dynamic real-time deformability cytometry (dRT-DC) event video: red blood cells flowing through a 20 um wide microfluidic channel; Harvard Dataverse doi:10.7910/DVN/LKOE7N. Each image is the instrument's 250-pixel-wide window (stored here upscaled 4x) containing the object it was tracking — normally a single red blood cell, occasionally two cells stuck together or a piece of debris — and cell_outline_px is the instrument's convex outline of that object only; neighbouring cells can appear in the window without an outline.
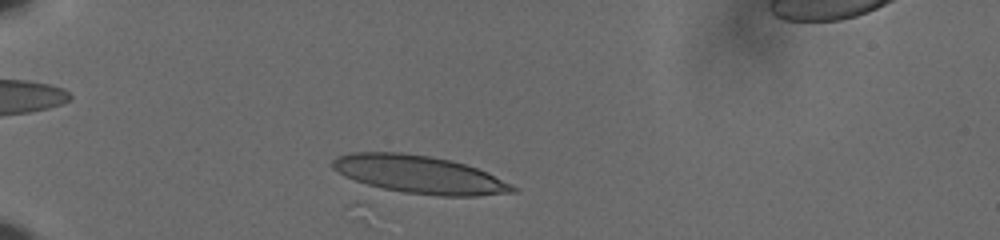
{"species": "human", "species_latin": "Homo sapiens", "temperature_condition": "cold", "stored_images_in_passage": 43, "camera_frame_rate_fps": 3000, "um_per_image_px": 0.085, "donor": {"sex": "male"}, "frame": {"image": 1, "passage_image": 6, "time_ms": 1.667, "image_size_px": [1000, 240], "cell_outline_px": [[516, 192], [476, 196], [440, 196], [404, 192], [384, 188], [368, 184], [344, 176], [332, 168], [332, 160], [336, 156], [352, 152], [400, 152], [428, 156], [452, 160], [476, 168], [512, 184], [516, 188]], "centroid_in_image_um": [35.62, 14.82], "position_along_channel_um": 49.4, "area_um2": 39.36}}
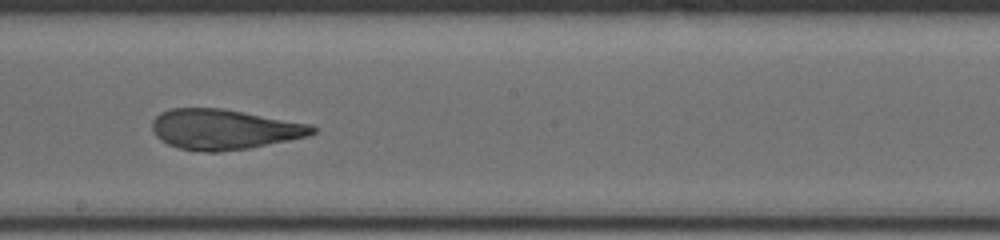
{"frame": {"image": 2, "passage_image": 24, "time_ms": 7.667, "image_size_px": [1000, 240], "cell_outline_px": [[320, 128], [316, 132], [308, 136], [248, 148], [216, 152], [208, 152], [180, 148], [168, 144], [160, 140], [156, 136], [152, 128], [152, 120], [160, 112], [172, 108], [220, 108], [312, 124]], "centroid_in_image_um": [19.06, 10.99], "position_along_channel_um": 229.1, "area_um2": 37.45}}
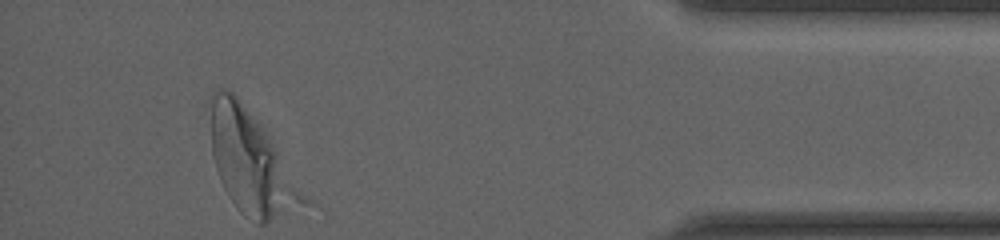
{"frame": {"image": 3, "passage_image": 43, "time_ms": 14.0, "image_size_px": [1000, 240], "cell_outline_px": [[308, 204], [264, 224], [260, 224], [244, 216], [236, 208], [228, 196], [220, 180], [212, 156], [212, 100], [216, 92], [220, 88], [228, 88], [236, 96]], "centroid_in_image_um": [21.2, 13.94], "position_along_channel_um": 414.0, "area_um2": 50.63}, "authors_computed_cell_mechanics": {"area_um2": 38.3792, "velocity_mm_per_s": 3.6135, "shape_relaxation_time_tau1_ms": 7.0641, "shape_relaxation_time_tau2_ms": 1.0118, "deformation_change_tau1": 0.2584, "deformation_change_tau2": 0.087}}